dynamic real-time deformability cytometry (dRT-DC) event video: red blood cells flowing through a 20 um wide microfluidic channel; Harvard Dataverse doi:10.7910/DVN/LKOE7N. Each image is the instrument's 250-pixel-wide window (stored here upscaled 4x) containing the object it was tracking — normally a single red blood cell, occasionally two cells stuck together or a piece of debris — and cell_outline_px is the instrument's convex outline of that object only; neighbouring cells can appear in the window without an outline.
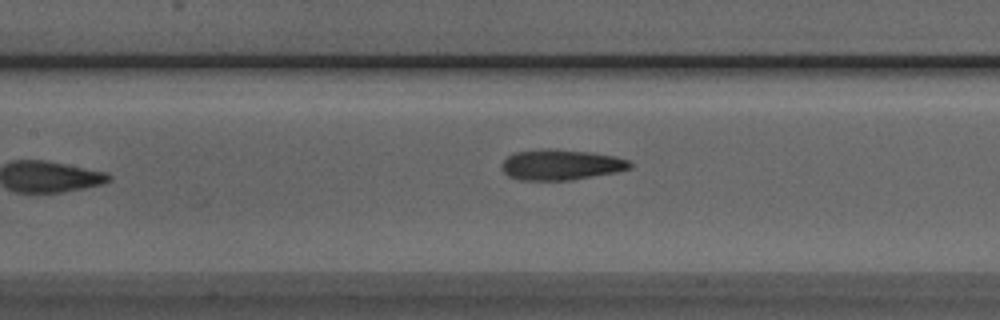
{"species": "Egyptian fruit bat (a non-hibernating species)", "species_latin": "Rousettus aegyptiacus", "temperature_condition": "room temperature", "stored_images_in_passage": 8, "camera_frame_rate_fps": 3000, "um_per_image_px": 0.085, "animal": {"sex": "male"}, "frame": {"image": 1, "passage_image": 7, "time_ms": 2.0, "image_size_px": [1000, 320], "cell_outline_px": [[632, 168], [616, 172], [572, 180], [520, 180], [508, 176], [500, 168], [500, 164], [512, 152], [548, 148], [588, 152], [616, 156], [628, 160], [632, 164]], "centroid_in_image_um": [47.65, 14.0], "position_along_channel_um": 159.8, "area_um2": 23.0}}